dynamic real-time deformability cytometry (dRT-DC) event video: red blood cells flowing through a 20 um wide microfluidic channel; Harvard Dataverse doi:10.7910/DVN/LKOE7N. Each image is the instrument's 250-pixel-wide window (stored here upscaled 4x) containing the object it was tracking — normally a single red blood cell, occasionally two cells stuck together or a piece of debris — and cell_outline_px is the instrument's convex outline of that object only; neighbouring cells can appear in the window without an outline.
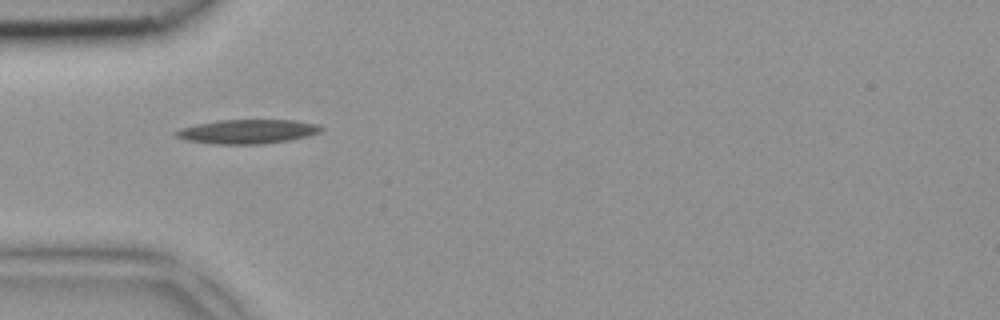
{"species": "common noctule bat (a hibernating species)", "species_latin": "Nyctalus noctula", "temperature_condition": "room temperature", "stored_images_in_passage": 2, "camera_frame_rate_fps": 3000, "um_per_image_px": 0.085, "animal": {"sex": "female", "body_mass_g": 18.4}, "frame": {"image": 1, "passage_image": 1, "time_ms": 0.0, "image_size_px": [1000, 320], "cell_outline_px": [[324, 128], [320, 132], [308, 136], [288, 140], [264, 144], [212, 144], [188, 140], [176, 136], [172, 132], [180, 128], [196, 124], [216, 120], [296, 120], [316, 124]], "centroid_in_image_um": [21.02, 11.18], "position_along_channel_um": 64.0, "area_um2": 20.52}}